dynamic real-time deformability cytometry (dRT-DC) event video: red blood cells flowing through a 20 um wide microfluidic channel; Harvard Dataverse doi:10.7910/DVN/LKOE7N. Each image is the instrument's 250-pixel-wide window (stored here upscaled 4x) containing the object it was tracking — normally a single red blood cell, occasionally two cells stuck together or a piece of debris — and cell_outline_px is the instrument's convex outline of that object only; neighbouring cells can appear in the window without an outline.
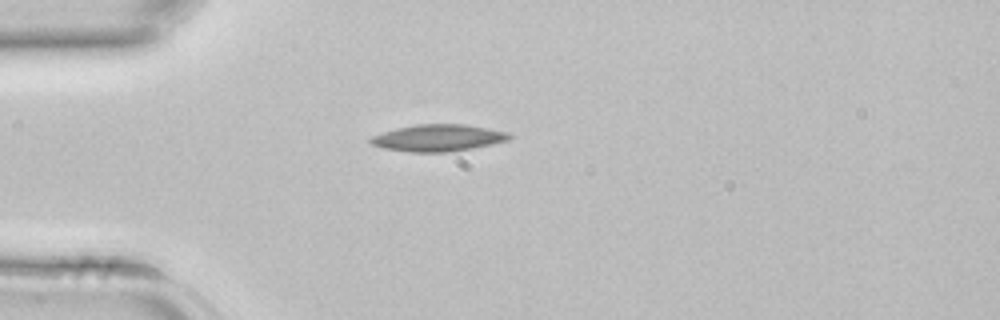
{"species": "common noctule bat (a hibernating species)", "species_latin": "Nyctalus noctula", "temperature_condition": "room temperature", "stored_images_in_passage": 1, "camera_frame_rate_fps": 3000, "um_per_image_px": 0.085, "animal": {"sex": "female", "body_mass_g": 22.7, "forearm_length_mm": 54.2}, "frame": {"image": 1, "passage_image": 1, "time_ms": 0.0, "image_size_px": [1000, 320], "cell_outline_px": [[512, 136], [508, 140], [492, 144], [472, 148], [448, 152], [408, 152], [384, 148], [372, 144], [368, 140], [372, 136], [396, 128], [416, 124], [464, 124], [488, 128], [508, 132]], "centroid_in_image_um": [37.24, 11.72], "position_along_channel_um": 47.8, "area_um2": 21.62}}